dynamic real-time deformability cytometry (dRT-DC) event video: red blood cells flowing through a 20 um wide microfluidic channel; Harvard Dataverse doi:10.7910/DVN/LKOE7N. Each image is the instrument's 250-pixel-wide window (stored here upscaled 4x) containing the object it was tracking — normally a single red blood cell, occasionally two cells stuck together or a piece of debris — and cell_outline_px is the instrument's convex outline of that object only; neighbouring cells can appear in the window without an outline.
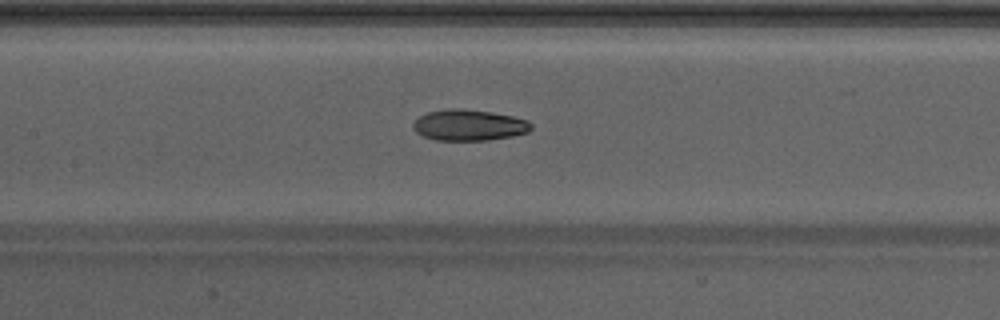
{"species": "Egyptian fruit bat (a non-hibernating species)", "species_latin": "Rousettus aegyptiacus", "temperature_condition": "warm", "stored_images_in_passage": 44, "camera_frame_rate_fps": 3000, "um_per_image_px": 0.085, "animal": {"sex": "male"}, "frame": {"image": 1, "passage_image": 19, "time_ms": 6.0, "image_size_px": [1000, 320], "cell_outline_px": [[532, 128], [528, 132], [512, 136], [488, 140], [436, 140], [424, 136], [416, 132], [412, 128], [412, 124], [420, 116], [428, 112], [448, 108], [460, 108], [492, 112], [512, 116], [528, 120], [532, 124]], "centroid_in_image_um": [39.87, 10.63], "position_along_channel_um": 167.5, "area_um2": 21.39}}
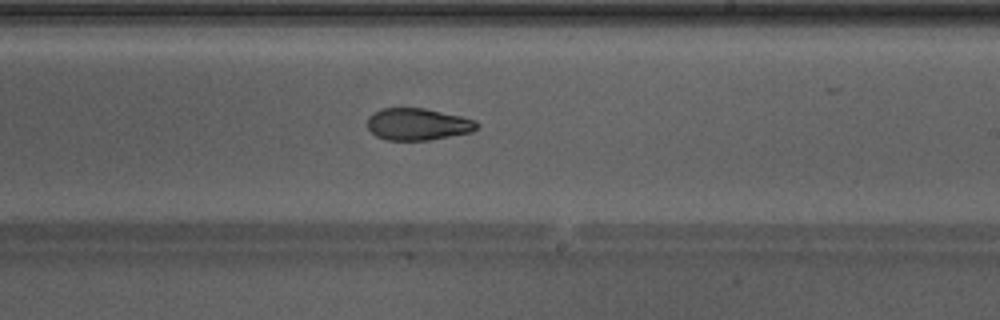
{"frame": {"image": 2, "passage_image": 25, "time_ms": 8.0, "image_size_px": [1000, 320], "cell_outline_px": [[480, 124], [472, 132], [428, 140], [388, 140], [376, 136], [368, 128], [368, 116], [380, 108], [424, 108], [460, 116], [476, 120]], "centroid_in_image_um": [35.51, 10.55], "position_along_channel_um": 253.5, "area_um2": 20.35}}
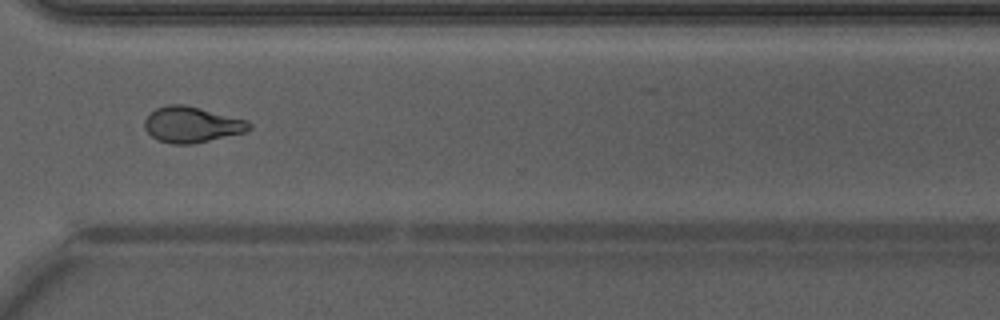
{"frame": {"image": 3, "passage_image": 32, "time_ms": 10.333, "image_size_px": [1000, 320], "cell_outline_px": [[252, 128], [244, 132], [192, 144], [172, 144], [156, 140], [144, 128], [144, 120], [156, 108], [168, 104], [184, 104], [248, 120], [252, 124]], "centroid_in_image_um": [16.29, 10.59], "position_along_channel_um": 354.3, "area_um2": 21.79}, "authors_computed_cell_mechanics": {"area_um2": 21.9351, "velocity_mm_per_s": 4.3219, "shape_relaxation_time_tau1_ms": null, "shape_relaxation_time_tau2_ms": 2.7316, "deformation_change_tau1": null, "deformation_change_tau2": 0.1011}}